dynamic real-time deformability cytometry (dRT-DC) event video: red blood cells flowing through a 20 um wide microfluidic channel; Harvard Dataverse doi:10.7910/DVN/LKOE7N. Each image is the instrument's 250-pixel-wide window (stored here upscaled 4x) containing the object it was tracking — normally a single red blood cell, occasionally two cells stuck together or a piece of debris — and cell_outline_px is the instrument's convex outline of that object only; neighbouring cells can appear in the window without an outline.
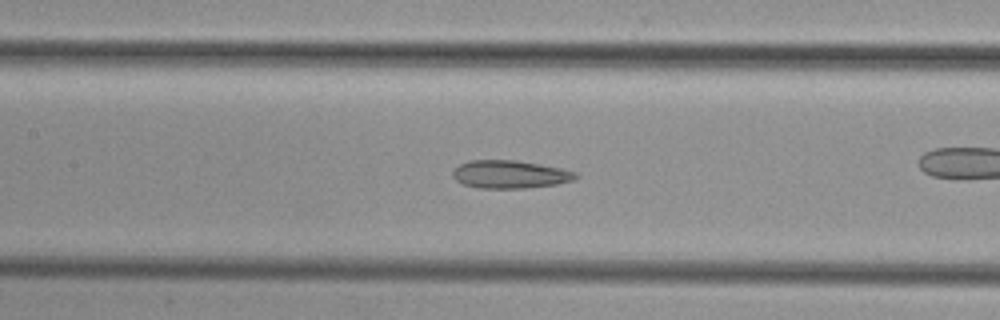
{"species": "common noctule bat (a hibernating species)", "species_latin": "Nyctalus noctula", "temperature_condition": "cold", "stored_images_in_passage": 48, "camera_frame_rate_fps": 3000, "um_per_image_px": 0.085, "animal": {"sex": "female", "body_mass_g": 29.2, "forearm_length_mm": 56.3}, "frame": {"image": 1, "passage_image": 21, "time_ms": 6.667, "image_size_px": [1000, 320], "cell_outline_px": [[580, 176], [572, 180], [556, 184], [524, 188], [480, 188], [464, 184], [456, 180], [452, 176], [452, 172], [460, 164], [468, 160], [516, 160], [540, 164], [560, 168], [576, 172]], "centroid_in_image_um": [43.34, 14.81], "position_along_channel_um": 164.1, "area_um2": 19.94}}
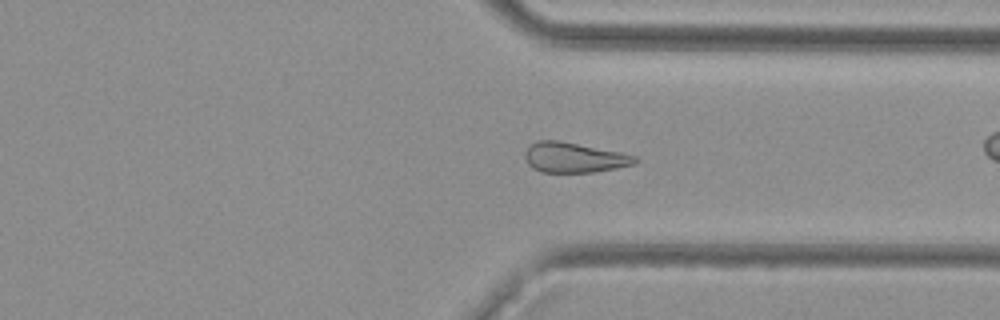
{"frame": {"image": 2, "passage_image": 35, "time_ms": 11.333, "image_size_px": [1000, 320], "cell_outline_px": [[640, 160], [636, 164], [616, 168], [592, 172], [540, 172], [532, 168], [528, 164], [524, 156], [524, 152], [536, 140], [560, 140], [620, 152], [636, 156]], "centroid_in_image_um": [48.8, 13.39], "position_along_channel_um": 362.6, "area_um2": 19.42}}